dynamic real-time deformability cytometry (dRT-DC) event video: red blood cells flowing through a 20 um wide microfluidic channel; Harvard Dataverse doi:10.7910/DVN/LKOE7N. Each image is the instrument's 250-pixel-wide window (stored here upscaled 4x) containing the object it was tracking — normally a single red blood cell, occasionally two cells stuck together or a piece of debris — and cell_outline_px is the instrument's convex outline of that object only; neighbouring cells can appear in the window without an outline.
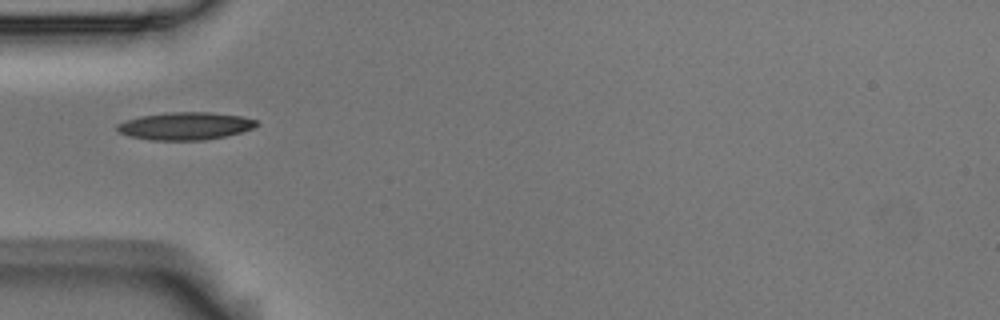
{"species": "Egyptian fruit bat (a non-hibernating species)", "species_latin": "Rousettus aegyptiacus", "temperature_condition": "room temperature", "stored_images_in_passage": 38, "camera_frame_rate_fps": 3000, "um_per_image_px": 0.085, "animal": {"sex": "male"}, "frame": {"image": 1, "passage_image": 1, "time_ms": 0.0, "image_size_px": [1000, 320], "cell_outline_px": [[256, 124], [248, 128], [236, 132], [220, 136], [192, 140], [168, 140], [136, 136], [124, 132], [120, 128], [120, 124], [132, 120], [148, 116], [236, 116], [256, 120]], "centroid_in_image_um": [15.79, 10.78], "position_along_channel_um": 69.2, "area_um2": 18.5}}
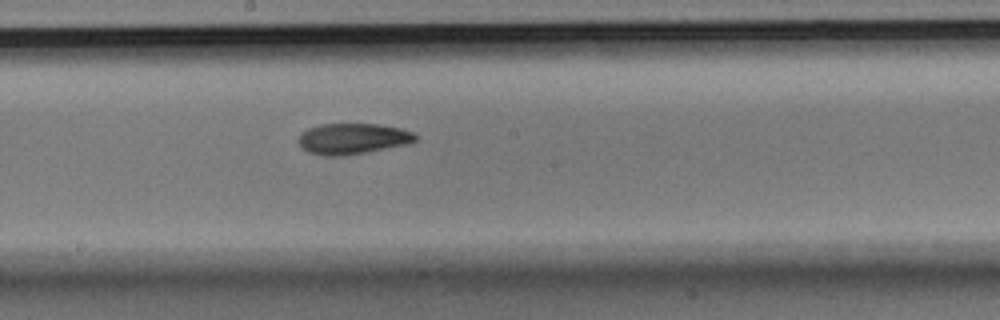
{"frame": {"image": 2, "passage_image": 13, "time_ms": 4.0, "image_size_px": [1000, 320], "cell_outline_px": [[416, 136], [412, 140], [396, 144], [356, 152], [316, 152], [304, 148], [300, 140], [312, 128], [332, 124], [368, 124], [392, 128], [408, 132]], "centroid_in_image_um": [29.97, 11.72], "position_along_channel_um": 218.2, "area_um2": 17.57}}
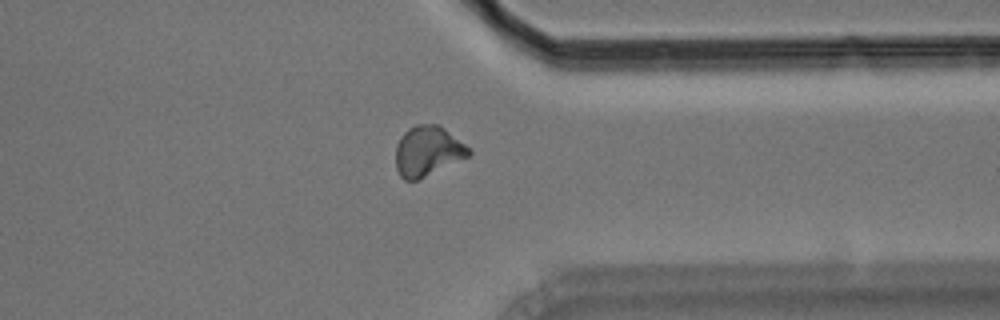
{"frame": {"image": 3, "passage_image": 26, "time_ms": 8.333, "image_size_px": [1000, 320], "cell_outline_px": [[468, 156], [416, 180], [408, 180], [400, 172], [396, 164], [396, 148], [400, 140], [412, 128], [440, 128], [468, 148]], "centroid_in_image_um": [36.32, 12.93], "position_along_channel_um": 375.1, "area_um2": 18.96}, "authors_computed_cell_mechanics": {"area_um2": 18.0625, "velocity_mm_per_s": 3.6969, "shape_relaxation_time_tau1_ms": null, "shape_relaxation_time_tau2_ms": 9.986, "deformation_change_tau1": null, "deformation_change_tau2": 0.1493}}